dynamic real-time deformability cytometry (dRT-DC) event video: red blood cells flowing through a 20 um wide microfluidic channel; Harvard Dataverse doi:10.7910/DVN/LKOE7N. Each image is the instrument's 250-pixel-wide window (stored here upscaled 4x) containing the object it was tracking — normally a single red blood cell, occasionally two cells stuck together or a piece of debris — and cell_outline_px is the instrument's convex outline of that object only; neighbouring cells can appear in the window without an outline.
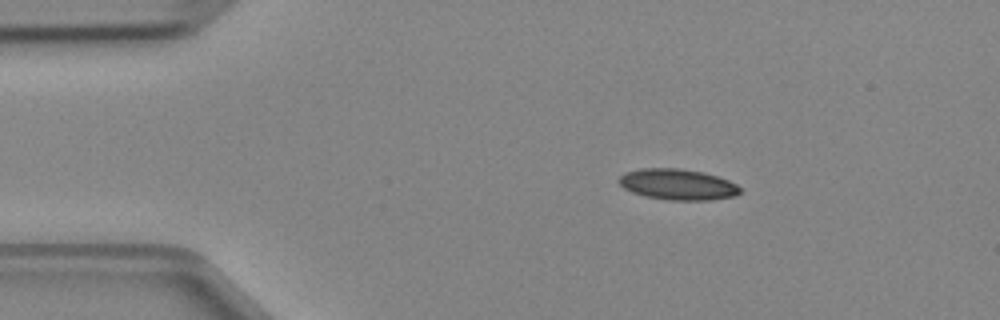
{"species": "Egyptian fruit bat (a non-hibernating species)", "species_latin": "Rousettus aegyptiacus", "temperature_condition": "cold", "stored_images_in_passage": 6, "camera_frame_rate_fps": 3000, "um_per_image_px": 0.085, "animal": {"sex": "female"}, "frame": {"image": 1, "passage_image": 3, "time_ms": 0.667, "image_size_px": [1000, 320], "cell_outline_px": [[740, 192], [736, 196], [708, 200], [668, 200], [648, 196], [632, 192], [624, 188], [620, 184], [620, 176], [624, 172], [640, 168], [680, 168], [704, 172], [728, 180], [736, 184], [740, 188]], "centroid_in_image_um": [57.61, 15.67], "position_along_channel_um": 27.4, "area_um2": 21.73}}
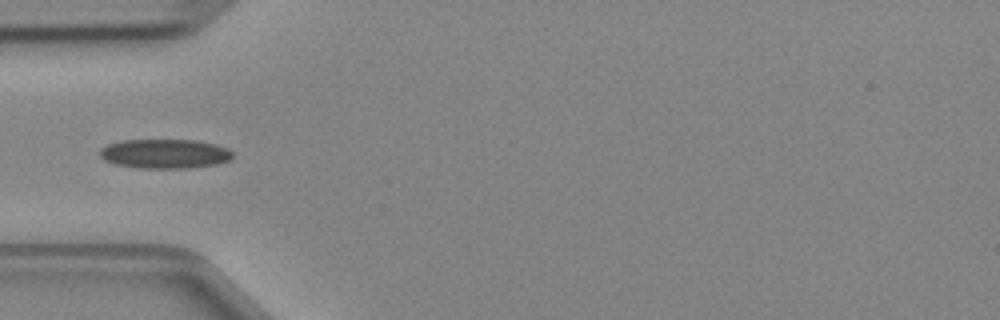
{"frame": {"image": 2, "passage_image": 5, "time_ms": 1.333, "image_size_px": [1000, 320], "cell_outline_px": [[232, 156], [228, 160], [216, 164], [188, 168], [140, 168], [116, 164], [104, 160], [100, 156], [100, 148], [108, 144], [124, 140], [196, 140], [216, 144], [228, 148], [232, 152]], "centroid_in_image_um": [14.0, 13.06], "position_along_channel_um": 71.0, "area_um2": 22.66}}